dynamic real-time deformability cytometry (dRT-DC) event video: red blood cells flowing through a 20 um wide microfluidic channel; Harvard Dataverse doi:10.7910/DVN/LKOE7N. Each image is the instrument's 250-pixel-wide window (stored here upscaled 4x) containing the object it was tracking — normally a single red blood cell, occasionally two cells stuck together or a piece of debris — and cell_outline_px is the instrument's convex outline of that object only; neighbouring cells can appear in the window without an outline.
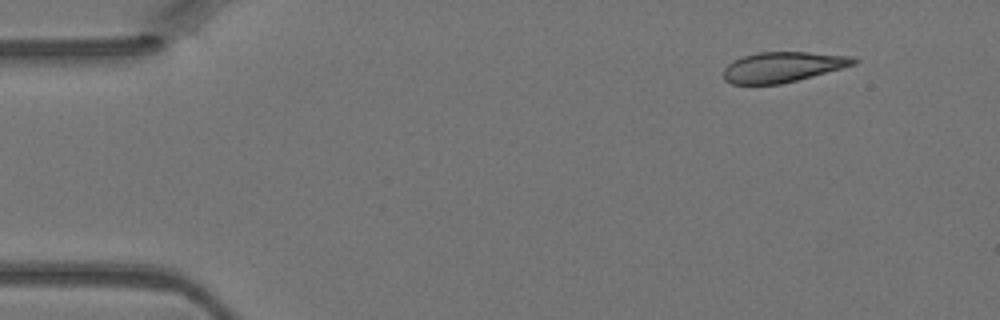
{"species": "Egyptian fruit bat (a non-hibernating species)", "species_latin": "Rousettus aegyptiacus", "temperature_condition": "warm", "stored_images_in_passage": 3, "camera_frame_rate_fps": 3000, "um_per_image_px": 0.085, "animal": {"sex": "female"}, "frame": {"image": 1, "passage_image": 1, "time_ms": 0.0, "image_size_px": [1000, 320], "cell_outline_px": [[860, 60], [856, 64], [812, 76], [780, 84], [732, 84], [724, 80], [724, 68], [728, 64], [744, 56], [760, 52], [808, 52], [856, 56]], "centroid_in_image_um": [66.58, 5.69], "position_along_channel_um": 18.4, "area_um2": 22.89}}
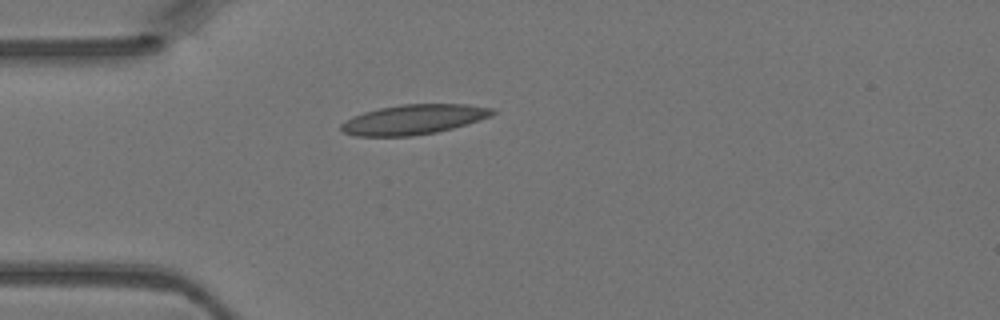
{"frame": {"image": 2, "passage_image": 3, "time_ms": 0.667, "image_size_px": [1000, 320], "cell_outline_px": [[496, 112], [492, 116], [480, 120], [452, 128], [436, 132], [412, 136], [356, 136], [344, 132], [340, 128], [340, 124], [352, 116], [364, 112], [380, 108], [404, 104], [468, 104], [492, 108]], "centroid_in_image_um": [35.17, 10.15], "position_along_channel_um": 49.8, "area_um2": 26.24}}